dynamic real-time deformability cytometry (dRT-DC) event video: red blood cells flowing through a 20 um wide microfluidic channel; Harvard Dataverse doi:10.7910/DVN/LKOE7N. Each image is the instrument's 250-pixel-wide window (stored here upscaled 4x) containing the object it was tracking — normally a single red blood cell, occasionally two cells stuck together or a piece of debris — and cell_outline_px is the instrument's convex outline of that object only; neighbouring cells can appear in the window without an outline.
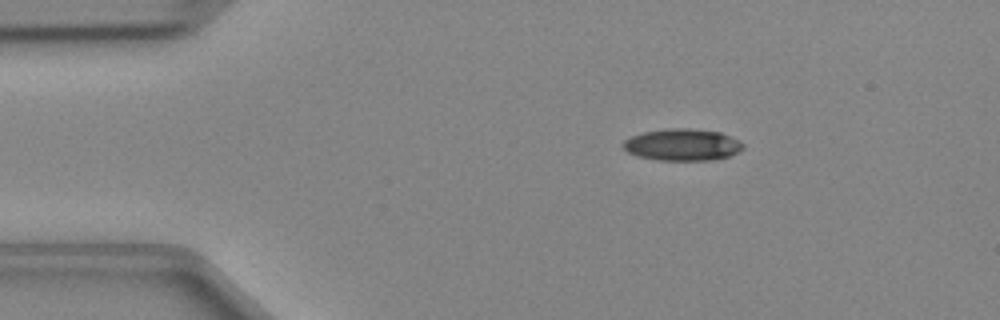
{"species": "Egyptian fruit bat (a non-hibernating species)", "species_latin": "Rousettus aegyptiacus", "temperature_condition": "cold", "stored_images_in_passage": 40, "camera_frame_rate_fps": 3000, "um_per_image_px": 0.085, "animal": {"sex": "female"}, "frame": {"image": 1, "passage_image": 1, "time_ms": 0.0, "image_size_px": [1000, 320], "cell_outline_px": [[744, 148], [728, 156], [712, 160], [660, 160], [636, 156], [628, 152], [624, 148], [624, 140], [632, 136], [644, 132], [668, 128], [688, 128], [720, 132], [744, 144]], "centroid_in_image_um": [57.98, 12.3], "position_along_channel_um": 27.0, "area_um2": 21.96}}
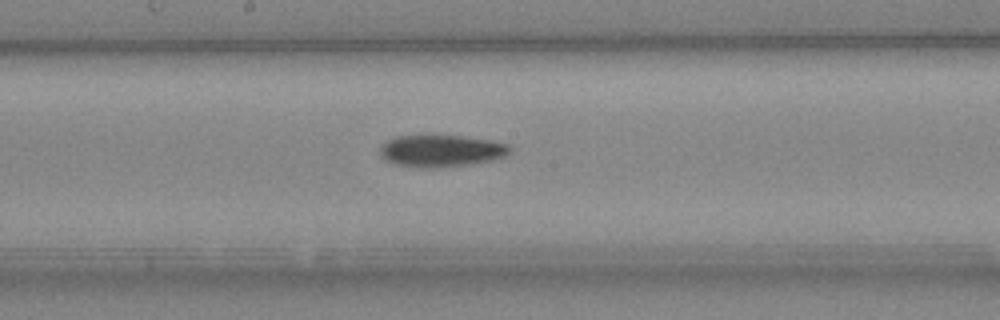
{"frame": {"image": 2, "passage_image": 18, "time_ms": 5.667, "image_size_px": [1000, 320], "cell_outline_px": [[512, 148], [504, 156], [492, 160], [472, 164], [440, 168], [416, 168], [396, 164], [384, 160], [380, 156], [380, 144], [396, 136], [432, 132], [488, 140], [508, 144]], "centroid_in_image_um": [37.41, 12.79], "position_along_channel_um": 210.8, "area_um2": 25.2}}
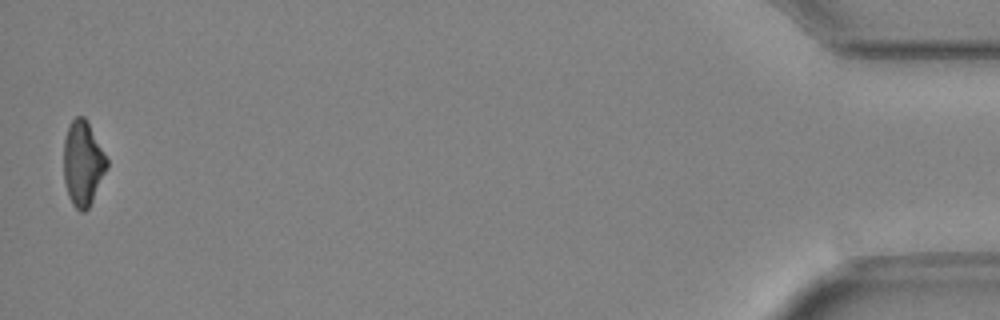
{"frame": {"image": 3, "passage_image": 40, "time_ms": 13.0, "image_size_px": [1000, 320], "cell_outline_px": [[108, 168], [88, 208], [84, 212], [80, 212], [72, 204], [68, 196], [64, 180], [64, 140], [68, 124], [76, 116], [84, 116], [108, 160]], "centroid_in_image_um": [7.03, 13.89], "position_along_channel_um": 428.2, "area_um2": 21.21}}